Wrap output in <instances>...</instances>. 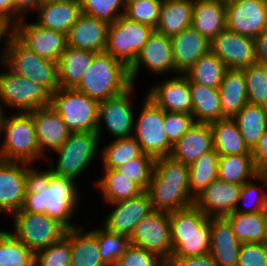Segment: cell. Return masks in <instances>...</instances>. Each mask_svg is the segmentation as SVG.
Segmentation results:
<instances>
[{
    "mask_svg": "<svg viewBox=\"0 0 267 266\" xmlns=\"http://www.w3.org/2000/svg\"><path fill=\"white\" fill-rule=\"evenodd\" d=\"M210 127L213 134V146L219 156L252 154L233 118L211 122Z\"/></svg>",
    "mask_w": 267,
    "mask_h": 266,
    "instance_id": "obj_34",
    "label": "cell"
},
{
    "mask_svg": "<svg viewBox=\"0 0 267 266\" xmlns=\"http://www.w3.org/2000/svg\"><path fill=\"white\" fill-rule=\"evenodd\" d=\"M4 72L0 73V104L16 112H31L50 106L51 94L40 84L13 72L4 63Z\"/></svg>",
    "mask_w": 267,
    "mask_h": 266,
    "instance_id": "obj_9",
    "label": "cell"
},
{
    "mask_svg": "<svg viewBox=\"0 0 267 266\" xmlns=\"http://www.w3.org/2000/svg\"><path fill=\"white\" fill-rule=\"evenodd\" d=\"M259 174L252 154L225 155L218 158V179L243 185Z\"/></svg>",
    "mask_w": 267,
    "mask_h": 266,
    "instance_id": "obj_39",
    "label": "cell"
},
{
    "mask_svg": "<svg viewBox=\"0 0 267 266\" xmlns=\"http://www.w3.org/2000/svg\"><path fill=\"white\" fill-rule=\"evenodd\" d=\"M116 266H166L155 253L130 245L120 256Z\"/></svg>",
    "mask_w": 267,
    "mask_h": 266,
    "instance_id": "obj_52",
    "label": "cell"
},
{
    "mask_svg": "<svg viewBox=\"0 0 267 266\" xmlns=\"http://www.w3.org/2000/svg\"><path fill=\"white\" fill-rule=\"evenodd\" d=\"M11 32H0V42L3 40L2 38H7Z\"/></svg>",
    "mask_w": 267,
    "mask_h": 266,
    "instance_id": "obj_61",
    "label": "cell"
},
{
    "mask_svg": "<svg viewBox=\"0 0 267 266\" xmlns=\"http://www.w3.org/2000/svg\"><path fill=\"white\" fill-rule=\"evenodd\" d=\"M35 124L40 153L48 156L61 147L72 133L62 117L51 107H43L29 112Z\"/></svg>",
    "mask_w": 267,
    "mask_h": 266,
    "instance_id": "obj_23",
    "label": "cell"
},
{
    "mask_svg": "<svg viewBox=\"0 0 267 266\" xmlns=\"http://www.w3.org/2000/svg\"><path fill=\"white\" fill-rule=\"evenodd\" d=\"M96 53L66 46L57 62L59 86L61 88H76Z\"/></svg>",
    "mask_w": 267,
    "mask_h": 266,
    "instance_id": "obj_30",
    "label": "cell"
},
{
    "mask_svg": "<svg viewBox=\"0 0 267 266\" xmlns=\"http://www.w3.org/2000/svg\"><path fill=\"white\" fill-rule=\"evenodd\" d=\"M241 244L225 216L210 217L209 254L219 266H237Z\"/></svg>",
    "mask_w": 267,
    "mask_h": 266,
    "instance_id": "obj_25",
    "label": "cell"
},
{
    "mask_svg": "<svg viewBox=\"0 0 267 266\" xmlns=\"http://www.w3.org/2000/svg\"><path fill=\"white\" fill-rule=\"evenodd\" d=\"M136 1H140V0H123L125 6H126L127 4H131V3L136 2Z\"/></svg>",
    "mask_w": 267,
    "mask_h": 266,
    "instance_id": "obj_62",
    "label": "cell"
},
{
    "mask_svg": "<svg viewBox=\"0 0 267 266\" xmlns=\"http://www.w3.org/2000/svg\"><path fill=\"white\" fill-rule=\"evenodd\" d=\"M83 227L67 229L65 236L70 240V266H107L101 256L97 236Z\"/></svg>",
    "mask_w": 267,
    "mask_h": 266,
    "instance_id": "obj_32",
    "label": "cell"
},
{
    "mask_svg": "<svg viewBox=\"0 0 267 266\" xmlns=\"http://www.w3.org/2000/svg\"><path fill=\"white\" fill-rule=\"evenodd\" d=\"M11 217L12 233L34 254L60 240L67 231L62 223L45 213H28L21 209Z\"/></svg>",
    "mask_w": 267,
    "mask_h": 266,
    "instance_id": "obj_11",
    "label": "cell"
},
{
    "mask_svg": "<svg viewBox=\"0 0 267 266\" xmlns=\"http://www.w3.org/2000/svg\"><path fill=\"white\" fill-rule=\"evenodd\" d=\"M34 255L12 232L0 231V266H34Z\"/></svg>",
    "mask_w": 267,
    "mask_h": 266,
    "instance_id": "obj_42",
    "label": "cell"
},
{
    "mask_svg": "<svg viewBox=\"0 0 267 266\" xmlns=\"http://www.w3.org/2000/svg\"><path fill=\"white\" fill-rule=\"evenodd\" d=\"M240 70L245 78L248 103L267 107V67L255 62Z\"/></svg>",
    "mask_w": 267,
    "mask_h": 266,
    "instance_id": "obj_45",
    "label": "cell"
},
{
    "mask_svg": "<svg viewBox=\"0 0 267 266\" xmlns=\"http://www.w3.org/2000/svg\"><path fill=\"white\" fill-rule=\"evenodd\" d=\"M166 266H219L208 253L202 256L170 257Z\"/></svg>",
    "mask_w": 267,
    "mask_h": 266,
    "instance_id": "obj_54",
    "label": "cell"
},
{
    "mask_svg": "<svg viewBox=\"0 0 267 266\" xmlns=\"http://www.w3.org/2000/svg\"><path fill=\"white\" fill-rule=\"evenodd\" d=\"M162 0H140L125 6L124 16L156 28L159 21Z\"/></svg>",
    "mask_w": 267,
    "mask_h": 266,
    "instance_id": "obj_50",
    "label": "cell"
},
{
    "mask_svg": "<svg viewBox=\"0 0 267 266\" xmlns=\"http://www.w3.org/2000/svg\"><path fill=\"white\" fill-rule=\"evenodd\" d=\"M267 28V0L226 2V29L255 39Z\"/></svg>",
    "mask_w": 267,
    "mask_h": 266,
    "instance_id": "obj_17",
    "label": "cell"
},
{
    "mask_svg": "<svg viewBox=\"0 0 267 266\" xmlns=\"http://www.w3.org/2000/svg\"><path fill=\"white\" fill-rule=\"evenodd\" d=\"M1 133L5 134L3 143L0 144L1 160L33 165L40 158L46 159L40 153L35 124L29 112H16L12 115L5 113L0 136Z\"/></svg>",
    "mask_w": 267,
    "mask_h": 266,
    "instance_id": "obj_5",
    "label": "cell"
},
{
    "mask_svg": "<svg viewBox=\"0 0 267 266\" xmlns=\"http://www.w3.org/2000/svg\"><path fill=\"white\" fill-rule=\"evenodd\" d=\"M227 66L212 52L202 55L185 73L189 80L210 88H218Z\"/></svg>",
    "mask_w": 267,
    "mask_h": 266,
    "instance_id": "obj_40",
    "label": "cell"
},
{
    "mask_svg": "<svg viewBox=\"0 0 267 266\" xmlns=\"http://www.w3.org/2000/svg\"><path fill=\"white\" fill-rule=\"evenodd\" d=\"M70 240L64 235L47 248L34 255V266H70Z\"/></svg>",
    "mask_w": 267,
    "mask_h": 266,
    "instance_id": "obj_48",
    "label": "cell"
},
{
    "mask_svg": "<svg viewBox=\"0 0 267 266\" xmlns=\"http://www.w3.org/2000/svg\"><path fill=\"white\" fill-rule=\"evenodd\" d=\"M241 187L217 178L195 197L193 204L208 217L227 216L238 205Z\"/></svg>",
    "mask_w": 267,
    "mask_h": 266,
    "instance_id": "obj_22",
    "label": "cell"
},
{
    "mask_svg": "<svg viewBox=\"0 0 267 266\" xmlns=\"http://www.w3.org/2000/svg\"><path fill=\"white\" fill-rule=\"evenodd\" d=\"M241 243H264L267 229V210L255 213L232 212L225 216Z\"/></svg>",
    "mask_w": 267,
    "mask_h": 266,
    "instance_id": "obj_38",
    "label": "cell"
},
{
    "mask_svg": "<svg viewBox=\"0 0 267 266\" xmlns=\"http://www.w3.org/2000/svg\"><path fill=\"white\" fill-rule=\"evenodd\" d=\"M143 154L140 144L131 136L117 139L104 146L101 158L104 169H115Z\"/></svg>",
    "mask_w": 267,
    "mask_h": 266,
    "instance_id": "obj_43",
    "label": "cell"
},
{
    "mask_svg": "<svg viewBox=\"0 0 267 266\" xmlns=\"http://www.w3.org/2000/svg\"><path fill=\"white\" fill-rule=\"evenodd\" d=\"M146 96L164 111L192 114L189 78L185 74L167 77L153 85Z\"/></svg>",
    "mask_w": 267,
    "mask_h": 266,
    "instance_id": "obj_21",
    "label": "cell"
},
{
    "mask_svg": "<svg viewBox=\"0 0 267 266\" xmlns=\"http://www.w3.org/2000/svg\"><path fill=\"white\" fill-rule=\"evenodd\" d=\"M194 123L192 114L165 111L164 130L169 142L174 145Z\"/></svg>",
    "mask_w": 267,
    "mask_h": 266,
    "instance_id": "obj_51",
    "label": "cell"
},
{
    "mask_svg": "<svg viewBox=\"0 0 267 266\" xmlns=\"http://www.w3.org/2000/svg\"><path fill=\"white\" fill-rule=\"evenodd\" d=\"M211 51L228 69H243L256 61L255 39L228 29L211 41Z\"/></svg>",
    "mask_w": 267,
    "mask_h": 266,
    "instance_id": "obj_19",
    "label": "cell"
},
{
    "mask_svg": "<svg viewBox=\"0 0 267 266\" xmlns=\"http://www.w3.org/2000/svg\"><path fill=\"white\" fill-rule=\"evenodd\" d=\"M140 111L134 122L132 136L140 144L143 153L155 159L170 156L173 145L169 142L164 130L165 111L147 96Z\"/></svg>",
    "mask_w": 267,
    "mask_h": 266,
    "instance_id": "obj_12",
    "label": "cell"
},
{
    "mask_svg": "<svg viewBox=\"0 0 267 266\" xmlns=\"http://www.w3.org/2000/svg\"><path fill=\"white\" fill-rule=\"evenodd\" d=\"M130 243L155 253L167 263L173 250L169 212L153 209L141 218L130 236Z\"/></svg>",
    "mask_w": 267,
    "mask_h": 266,
    "instance_id": "obj_13",
    "label": "cell"
},
{
    "mask_svg": "<svg viewBox=\"0 0 267 266\" xmlns=\"http://www.w3.org/2000/svg\"><path fill=\"white\" fill-rule=\"evenodd\" d=\"M147 192L154 210L172 212L192 206L188 165L171 156L156 158Z\"/></svg>",
    "mask_w": 267,
    "mask_h": 266,
    "instance_id": "obj_2",
    "label": "cell"
},
{
    "mask_svg": "<svg viewBox=\"0 0 267 266\" xmlns=\"http://www.w3.org/2000/svg\"><path fill=\"white\" fill-rule=\"evenodd\" d=\"M36 11L37 25L65 35L82 13L79 0L42 1Z\"/></svg>",
    "mask_w": 267,
    "mask_h": 266,
    "instance_id": "obj_28",
    "label": "cell"
},
{
    "mask_svg": "<svg viewBox=\"0 0 267 266\" xmlns=\"http://www.w3.org/2000/svg\"><path fill=\"white\" fill-rule=\"evenodd\" d=\"M108 205H114L115 207L105 217V222L103 221L102 225L110 232L129 238L140 219L153 210L150 195L147 191L134 198Z\"/></svg>",
    "mask_w": 267,
    "mask_h": 266,
    "instance_id": "obj_20",
    "label": "cell"
},
{
    "mask_svg": "<svg viewBox=\"0 0 267 266\" xmlns=\"http://www.w3.org/2000/svg\"><path fill=\"white\" fill-rule=\"evenodd\" d=\"M12 28L0 17V32H11Z\"/></svg>",
    "mask_w": 267,
    "mask_h": 266,
    "instance_id": "obj_59",
    "label": "cell"
},
{
    "mask_svg": "<svg viewBox=\"0 0 267 266\" xmlns=\"http://www.w3.org/2000/svg\"><path fill=\"white\" fill-rule=\"evenodd\" d=\"M256 61L267 67V28L255 38Z\"/></svg>",
    "mask_w": 267,
    "mask_h": 266,
    "instance_id": "obj_57",
    "label": "cell"
},
{
    "mask_svg": "<svg viewBox=\"0 0 267 266\" xmlns=\"http://www.w3.org/2000/svg\"><path fill=\"white\" fill-rule=\"evenodd\" d=\"M173 250L170 257L202 256L210 251V217L194 204L169 212Z\"/></svg>",
    "mask_w": 267,
    "mask_h": 266,
    "instance_id": "obj_3",
    "label": "cell"
},
{
    "mask_svg": "<svg viewBox=\"0 0 267 266\" xmlns=\"http://www.w3.org/2000/svg\"><path fill=\"white\" fill-rule=\"evenodd\" d=\"M192 115L195 122L211 123L223 119L218 88H210L189 80Z\"/></svg>",
    "mask_w": 267,
    "mask_h": 266,
    "instance_id": "obj_35",
    "label": "cell"
},
{
    "mask_svg": "<svg viewBox=\"0 0 267 266\" xmlns=\"http://www.w3.org/2000/svg\"><path fill=\"white\" fill-rule=\"evenodd\" d=\"M35 171L31 164L0 159V213L13 215L22 209Z\"/></svg>",
    "mask_w": 267,
    "mask_h": 266,
    "instance_id": "obj_14",
    "label": "cell"
},
{
    "mask_svg": "<svg viewBox=\"0 0 267 266\" xmlns=\"http://www.w3.org/2000/svg\"><path fill=\"white\" fill-rule=\"evenodd\" d=\"M194 0H162L155 31L169 38L192 25Z\"/></svg>",
    "mask_w": 267,
    "mask_h": 266,
    "instance_id": "obj_31",
    "label": "cell"
},
{
    "mask_svg": "<svg viewBox=\"0 0 267 266\" xmlns=\"http://www.w3.org/2000/svg\"><path fill=\"white\" fill-rule=\"evenodd\" d=\"M0 17L13 27V0H0Z\"/></svg>",
    "mask_w": 267,
    "mask_h": 266,
    "instance_id": "obj_58",
    "label": "cell"
},
{
    "mask_svg": "<svg viewBox=\"0 0 267 266\" xmlns=\"http://www.w3.org/2000/svg\"><path fill=\"white\" fill-rule=\"evenodd\" d=\"M218 158L219 154L213 149L188 166L189 189L194 198L218 178Z\"/></svg>",
    "mask_w": 267,
    "mask_h": 266,
    "instance_id": "obj_41",
    "label": "cell"
},
{
    "mask_svg": "<svg viewBox=\"0 0 267 266\" xmlns=\"http://www.w3.org/2000/svg\"><path fill=\"white\" fill-rule=\"evenodd\" d=\"M264 244H265V245H266V247H267V229H266V233H265Z\"/></svg>",
    "mask_w": 267,
    "mask_h": 266,
    "instance_id": "obj_63",
    "label": "cell"
},
{
    "mask_svg": "<svg viewBox=\"0 0 267 266\" xmlns=\"http://www.w3.org/2000/svg\"><path fill=\"white\" fill-rule=\"evenodd\" d=\"M42 0H13V26L21 19L26 18L29 10L36 12Z\"/></svg>",
    "mask_w": 267,
    "mask_h": 266,
    "instance_id": "obj_56",
    "label": "cell"
},
{
    "mask_svg": "<svg viewBox=\"0 0 267 266\" xmlns=\"http://www.w3.org/2000/svg\"><path fill=\"white\" fill-rule=\"evenodd\" d=\"M133 90H135L134 85L120 95L99 102L96 131L99 140H101L102 123H104V126L106 125L107 131L110 132L112 137L114 136L115 140L133 135L135 122L133 104H131Z\"/></svg>",
    "mask_w": 267,
    "mask_h": 266,
    "instance_id": "obj_15",
    "label": "cell"
},
{
    "mask_svg": "<svg viewBox=\"0 0 267 266\" xmlns=\"http://www.w3.org/2000/svg\"><path fill=\"white\" fill-rule=\"evenodd\" d=\"M5 48L0 55V64L4 63L13 72L43 86L51 95L60 87L58 83L57 63L38 56L24 46L12 33L5 39Z\"/></svg>",
    "mask_w": 267,
    "mask_h": 266,
    "instance_id": "obj_6",
    "label": "cell"
},
{
    "mask_svg": "<svg viewBox=\"0 0 267 266\" xmlns=\"http://www.w3.org/2000/svg\"><path fill=\"white\" fill-rule=\"evenodd\" d=\"M3 110L4 109H3L2 105L0 104V127L2 125V120H3L4 114H5Z\"/></svg>",
    "mask_w": 267,
    "mask_h": 266,
    "instance_id": "obj_60",
    "label": "cell"
},
{
    "mask_svg": "<svg viewBox=\"0 0 267 266\" xmlns=\"http://www.w3.org/2000/svg\"><path fill=\"white\" fill-rule=\"evenodd\" d=\"M154 31L151 26L122 15L109 23L105 51L129 68Z\"/></svg>",
    "mask_w": 267,
    "mask_h": 266,
    "instance_id": "obj_10",
    "label": "cell"
},
{
    "mask_svg": "<svg viewBox=\"0 0 267 266\" xmlns=\"http://www.w3.org/2000/svg\"><path fill=\"white\" fill-rule=\"evenodd\" d=\"M237 266H267V247L264 243H242Z\"/></svg>",
    "mask_w": 267,
    "mask_h": 266,
    "instance_id": "obj_53",
    "label": "cell"
},
{
    "mask_svg": "<svg viewBox=\"0 0 267 266\" xmlns=\"http://www.w3.org/2000/svg\"><path fill=\"white\" fill-rule=\"evenodd\" d=\"M79 4L82 13L107 23H113L125 13L123 0H79Z\"/></svg>",
    "mask_w": 267,
    "mask_h": 266,
    "instance_id": "obj_47",
    "label": "cell"
},
{
    "mask_svg": "<svg viewBox=\"0 0 267 266\" xmlns=\"http://www.w3.org/2000/svg\"><path fill=\"white\" fill-rule=\"evenodd\" d=\"M99 143L97 133L72 132L61 147L54 150L58 154L57 163L53 165L49 158L51 165L47 170L56 176L76 180L93 163Z\"/></svg>",
    "mask_w": 267,
    "mask_h": 266,
    "instance_id": "obj_7",
    "label": "cell"
},
{
    "mask_svg": "<svg viewBox=\"0 0 267 266\" xmlns=\"http://www.w3.org/2000/svg\"><path fill=\"white\" fill-rule=\"evenodd\" d=\"M154 165L155 158L143 153L140 157L133 158L115 169L137 183L144 191H147Z\"/></svg>",
    "mask_w": 267,
    "mask_h": 266,
    "instance_id": "obj_46",
    "label": "cell"
},
{
    "mask_svg": "<svg viewBox=\"0 0 267 266\" xmlns=\"http://www.w3.org/2000/svg\"><path fill=\"white\" fill-rule=\"evenodd\" d=\"M99 102L75 88L59 87L51 95L50 106L62 117L71 132L96 133Z\"/></svg>",
    "mask_w": 267,
    "mask_h": 266,
    "instance_id": "obj_8",
    "label": "cell"
},
{
    "mask_svg": "<svg viewBox=\"0 0 267 266\" xmlns=\"http://www.w3.org/2000/svg\"><path fill=\"white\" fill-rule=\"evenodd\" d=\"M224 118H233L247 103V87L243 72L228 69L218 87Z\"/></svg>",
    "mask_w": 267,
    "mask_h": 266,
    "instance_id": "obj_33",
    "label": "cell"
},
{
    "mask_svg": "<svg viewBox=\"0 0 267 266\" xmlns=\"http://www.w3.org/2000/svg\"><path fill=\"white\" fill-rule=\"evenodd\" d=\"M91 231L97 236L100 256L107 266H116L120 256L131 245L130 238L108 231L104 226Z\"/></svg>",
    "mask_w": 267,
    "mask_h": 266,
    "instance_id": "obj_44",
    "label": "cell"
},
{
    "mask_svg": "<svg viewBox=\"0 0 267 266\" xmlns=\"http://www.w3.org/2000/svg\"><path fill=\"white\" fill-rule=\"evenodd\" d=\"M74 179L60 177L47 169L36 170L27 188L22 210L45 213L67 229L78 227L71 218L79 202V190Z\"/></svg>",
    "mask_w": 267,
    "mask_h": 266,
    "instance_id": "obj_1",
    "label": "cell"
},
{
    "mask_svg": "<svg viewBox=\"0 0 267 266\" xmlns=\"http://www.w3.org/2000/svg\"><path fill=\"white\" fill-rule=\"evenodd\" d=\"M175 70L185 74L204 54L211 51V42L192 26L171 38Z\"/></svg>",
    "mask_w": 267,
    "mask_h": 266,
    "instance_id": "obj_26",
    "label": "cell"
},
{
    "mask_svg": "<svg viewBox=\"0 0 267 266\" xmlns=\"http://www.w3.org/2000/svg\"><path fill=\"white\" fill-rule=\"evenodd\" d=\"M254 180L255 181L260 180V182L263 181L262 182L263 185L265 184V186L267 187V174H265V173H259L252 180H249V181L245 182L241 187L239 200H238V205L235 208L234 212L255 213V212H260V211H266L267 210V193L263 192V191H267V188H266V190H263L262 187H259L258 185H256L258 183H255ZM258 190H260V191L263 190L259 196H258V194H256V193L260 192ZM254 194H255V197H254L255 200L253 199V201H252L253 205L252 204H250V206L247 205V208L243 207V209H242V207L239 208V203L240 202L244 201L243 203H245V201L249 200V197H252V195L254 196ZM256 195L258 196V198H257ZM245 204H247V203H245Z\"/></svg>",
    "mask_w": 267,
    "mask_h": 266,
    "instance_id": "obj_49",
    "label": "cell"
},
{
    "mask_svg": "<svg viewBox=\"0 0 267 266\" xmlns=\"http://www.w3.org/2000/svg\"><path fill=\"white\" fill-rule=\"evenodd\" d=\"M109 23L81 13L66 35L67 46L104 52Z\"/></svg>",
    "mask_w": 267,
    "mask_h": 266,
    "instance_id": "obj_24",
    "label": "cell"
},
{
    "mask_svg": "<svg viewBox=\"0 0 267 266\" xmlns=\"http://www.w3.org/2000/svg\"><path fill=\"white\" fill-rule=\"evenodd\" d=\"M94 183L107 204L134 198L144 192L137 183L116 169H104V175Z\"/></svg>",
    "mask_w": 267,
    "mask_h": 266,
    "instance_id": "obj_37",
    "label": "cell"
},
{
    "mask_svg": "<svg viewBox=\"0 0 267 266\" xmlns=\"http://www.w3.org/2000/svg\"><path fill=\"white\" fill-rule=\"evenodd\" d=\"M191 26L211 42L226 29V2L194 0Z\"/></svg>",
    "mask_w": 267,
    "mask_h": 266,
    "instance_id": "obj_29",
    "label": "cell"
},
{
    "mask_svg": "<svg viewBox=\"0 0 267 266\" xmlns=\"http://www.w3.org/2000/svg\"><path fill=\"white\" fill-rule=\"evenodd\" d=\"M25 18L16 23L11 33L28 49L38 56L58 62L67 46L66 35L34 23H26Z\"/></svg>",
    "mask_w": 267,
    "mask_h": 266,
    "instance_id": "obj_16",
    "label": "cell"
},
{
    "mask_svg": "<svg viewBox=\"0 0 267 266\" xmlns=\"http://www.w3.org/2000/svg\"><path fill=\"white\" fill-rule=\"evenodd\" d=\"M213 149V134L210 123L195 122L173 145L170 156L189 166L205 152Z\"/></svg>",
    "mask_w": 267,
    "mask_h": 266,
    "instance_id": "obj_27",
    "label": "cell"
},
{
    "mask_svg": "<svg viewBox=\"0 0 267 266\" xmlns=\"http://www.w3.org/2000/svg\"><path fill=\"white\" fill-rule=\"evenodd\" d=\"M42 1H65V0H42Z\"/></svg>",
    "mask_w": 267,
    "mask_h": 266,
    "instance_id": "obj_64",
    "label": "cell"
},
{
    "mask_svg": "<svg viewBox=\"0 0 267 266\" xmlns=\"http://www.w3.org/2000/svg\"><path fill=\"white\" fill-rule=\"evenodd\" d=\"M252 155L258 172L267 174V130L259 139L256 147L252 150Z\"/></svg>",
    "mask_w": 267,
    "mask_h": 266,
    "instance_id": "obj_55",
    "label": "cell"
},
{
    "mask_svg": "<svg viewBox=\"0 0 267 266\" xmlns=\"http://www.w3.org/2000/svg\"><path fill=\"white\" fill-rule=\"evenodd\" d=\"M233 119L245 144L252 151L267 130V107L247 103Z\"/></svg>",
    "mask_w": 267,
    "mask_h": 266,
    "instance_id": "obj_36",
    "label": "cell"
},
{
    "mask_svg": "<svg viewBox=\"0 0 267 266\" xmlns=\"http://www.w3.org/2000/svg\"><path fill=\"white\" fill-rule=\"evenodd\" d=\"M132 86L129 68L106 51L97 52L75 88L98 102L122 94Z\"/></svg>",
    "mask_w": 267,
    "mask_h": 266,
    "instance_id": "obj_4",
    "label": "cell"
},
{
    "mask_svg": "<svg viewBox=\"0 0 267 266\" xmlns=\"http://www.w3.org/2000/svg\"><path fill=\"white\" fill-rule=\"evenodd\" d=\"M158 76L175 70L171 38L154 31L142 47L136 60L129 67V77L135 84L139 69L144 68Z\"/></svg>",
    "mask_w": 267,
    "mask_h": 266,
    "instance_id": "obj_18",
    "label": "cell"
}]
</instances>
